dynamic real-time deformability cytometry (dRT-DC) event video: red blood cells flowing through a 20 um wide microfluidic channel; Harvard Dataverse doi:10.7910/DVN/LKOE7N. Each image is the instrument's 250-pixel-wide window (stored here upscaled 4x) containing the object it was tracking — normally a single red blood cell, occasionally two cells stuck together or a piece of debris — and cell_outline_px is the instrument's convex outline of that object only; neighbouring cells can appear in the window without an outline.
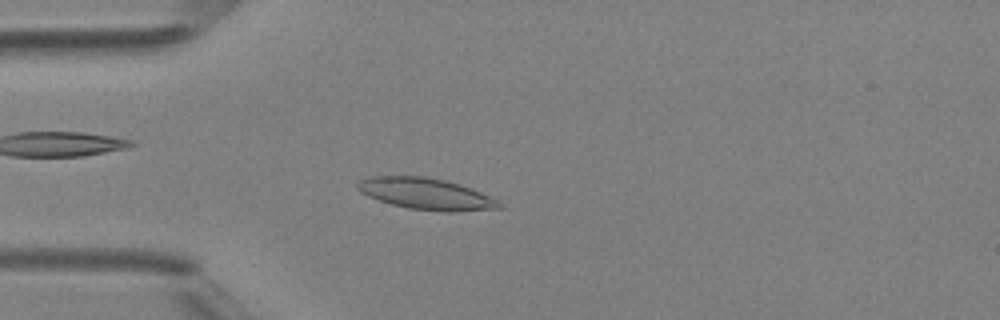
{"species": "Egyptian fruit bat (a non-hibernating species)", "species_latin": "Rousettus aegyptiacus", "temperature_condition": "room temperature", "stored_images_in_passage": 2, "camera_frame_rate_fps": 3000, "um_per_image_px": 0.085, "animal": {"sex": "female"}, "frame": {"image": 1, "passage_image": 2, "time_ms": 2.0, "image_size_px": [1000, 320], "cell_outline_px": [[504, 208], [456, 212], [444, 212], [408, 208], [392, 204], [368, 196], [360, 192], [356, 188], [356, 184], [360, 180], [368, 176], [424, 176], [444, 180], [460, 184], [472, 188], [500, 200], [504, 204]], "centroid_in_image_um": [36.27, 16.48], "position_along_channel_um": 48.7, "area_um2": 26.3}}